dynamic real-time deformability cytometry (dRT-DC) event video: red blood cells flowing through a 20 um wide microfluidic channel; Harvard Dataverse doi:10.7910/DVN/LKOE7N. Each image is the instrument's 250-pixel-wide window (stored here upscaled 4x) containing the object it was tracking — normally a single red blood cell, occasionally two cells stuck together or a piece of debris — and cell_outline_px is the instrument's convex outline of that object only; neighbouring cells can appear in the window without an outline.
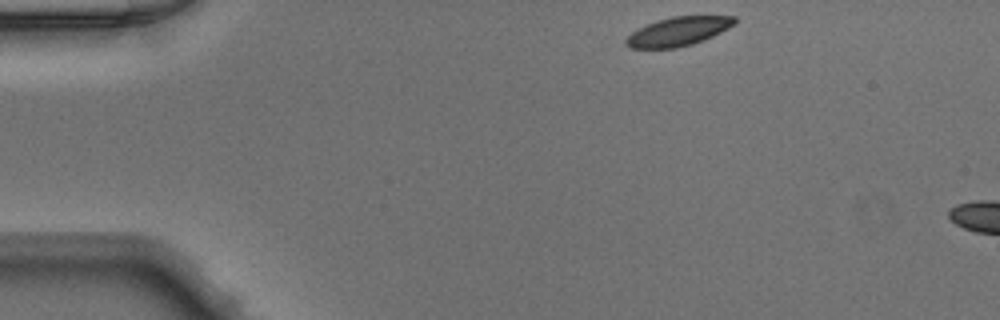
{"species": "Egyptian fruit bat (a non-hibernating species)", "species_latin": "Rousettus aegyptiacus", "temperature_condition": "warm", "stored_images_in_passage": 9, "camera_frame_rate_fps": 3000, "um_per_image_px": 0.085, "animal": {"sex": "male"}, "frame": {"image": 1, "passage_image": 1, "time_ms": 0.0, "image_size_px": [1000, 320], "cell_outline_px": [[736, 24], [704, 40], [692, 44], [676, 48], [628, 48], [624, 44], [624, 40], [632, 32], [656, 20], [672, 16], [736, 16]], "centroid_in_image_um": [57.64, 2.67], "position_along_channel_um": 27.4, "area_um2": 18.26}}
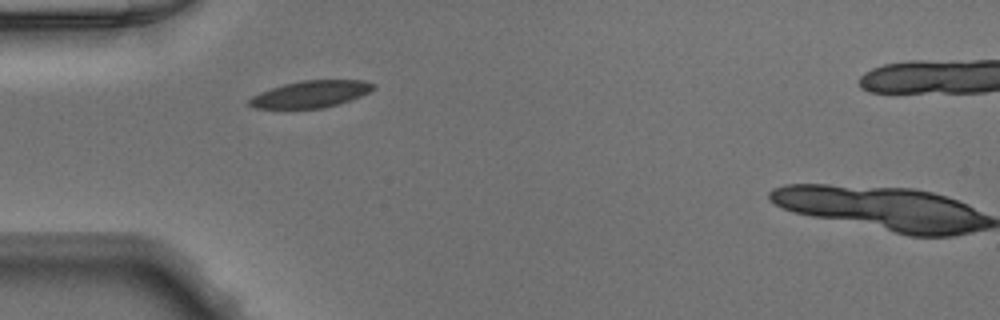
{"frame": {"image": 2, "passage_image": 8, "time_ms": 2.333, "image_size_px": [1000, 320], "cell_outline_px": [[376, 88], [360, 96], [324, 108], [256, 108], [248, 104], [248, 100], [252, 96], [260, 92], [284, 84], [300, 80], [364, 80], [376, 84]], "centroid_in_image_um": [26.42, 7.99], "position_along_channel_um": 58.6, "area_um2": 19.25}}